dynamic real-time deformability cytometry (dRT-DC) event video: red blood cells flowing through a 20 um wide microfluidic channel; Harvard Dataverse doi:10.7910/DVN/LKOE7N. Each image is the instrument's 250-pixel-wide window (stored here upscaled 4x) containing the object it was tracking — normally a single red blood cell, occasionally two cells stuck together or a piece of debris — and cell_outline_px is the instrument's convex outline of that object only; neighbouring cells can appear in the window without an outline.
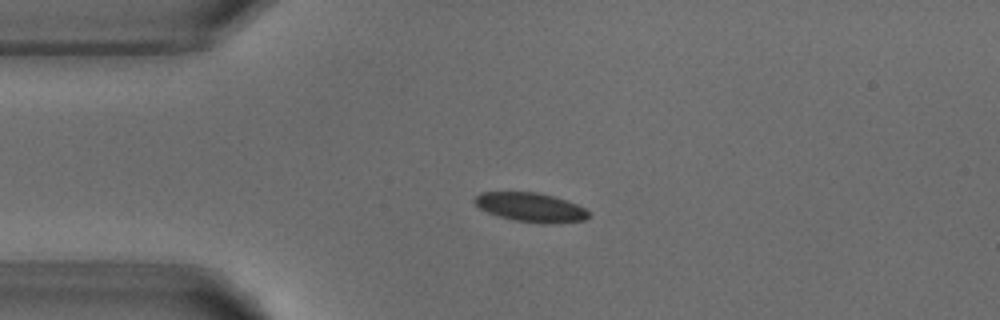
{"species": "common noctule bat (a hibernating species)", "species_latin": "Nyctalus noctula", "temperature_condition": "warm", "stored_images_in_passage": 3, "camera_frame_rate_fps": 3000, "um_per_image_px": 0.085, "animal": {"sex": "male", "body_mass_g": 18.8}, "frame": {"image": 1, "passage_image": 2, "time_ms": 2.333, "image_size_px": [1000, 320], "cell_outline_px": [[588, 216], [584, 220], [556, 224], [540, 224], [512, 220], [488, 212], [480, 208], [472, 200], [480, 192], [536, 192], [552, 196], [576, 204], [584, 208], [588, 212]], "centroid_in_image_um": [45.09, 17.63], "position_along_channel_um": 39.9, "area_um2": 19.31}}